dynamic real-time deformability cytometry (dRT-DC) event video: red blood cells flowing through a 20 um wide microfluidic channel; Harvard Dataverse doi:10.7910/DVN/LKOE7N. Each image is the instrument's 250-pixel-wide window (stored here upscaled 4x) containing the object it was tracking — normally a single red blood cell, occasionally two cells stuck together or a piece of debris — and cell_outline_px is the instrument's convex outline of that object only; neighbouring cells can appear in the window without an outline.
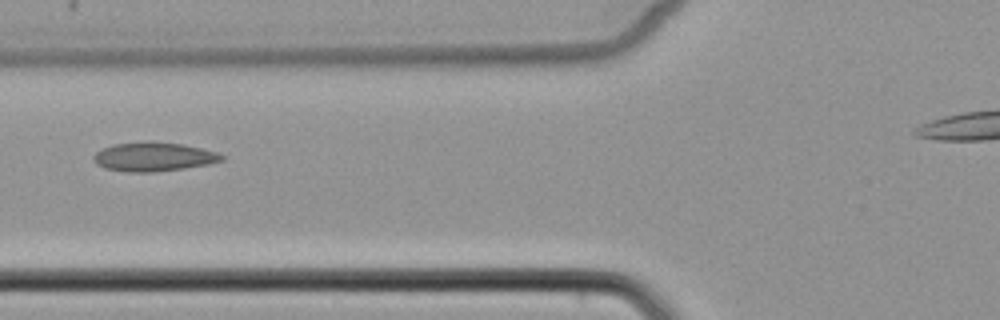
{"species": "common noctule bat (a hibernating species)", "species_latin": "Nyctalus noctula", "temperature_condition": "cold", "stored_images_in_passage": 6, "camera_frame_rate_fps": 3000, "um_per_image_px": 0.085, "animal": {"sex": "female", "body_mass_g": 22.7, "forearm_length_mm": 54.2}, "frame": {"image": 1, "passage_image": 6, "time_ms": 6.667, "image_size_px": [1000, 320], "cell_outline_px": [[224, 160], [208, 164], [184, 168], [156, 172], [128, 172], [104, 168], [96, 164], [92, 160], [92, 156], [96, 152], [112, 144], [152, 140], [184, 144], [216, 152], [224, 156]], "centroid_in_image_um": [13.02, 13.31], "position_along_channel_um": 112.8, "area_um2": 21.91}}